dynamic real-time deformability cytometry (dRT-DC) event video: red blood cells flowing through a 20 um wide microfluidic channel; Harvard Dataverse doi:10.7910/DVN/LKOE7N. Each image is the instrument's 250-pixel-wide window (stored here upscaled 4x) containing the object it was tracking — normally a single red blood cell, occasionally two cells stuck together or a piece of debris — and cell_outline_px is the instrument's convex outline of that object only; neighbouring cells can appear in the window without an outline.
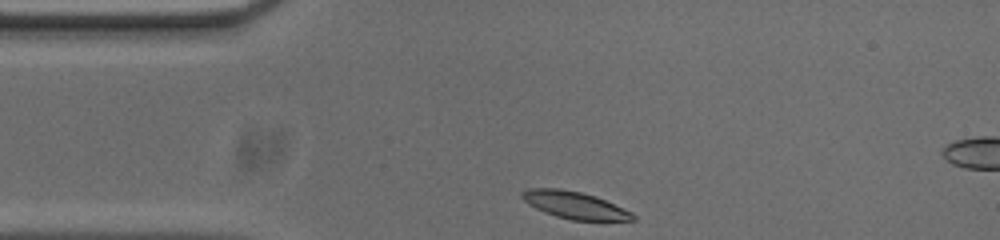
{"species": "common noctule bat (a hibernating species)", "species_latin": "Nyctalus noctula", "temperature_condition": "cold", "stored_images_in_passage": 32, "camera_frame_rate_fps": 3000, "um_per_image_px": 0.085, "animal": {"sex": "male", "body_mass_g": 20.0, "forearm_length_mm": 53.3}, "frame": {"image": 1, "passage_image": 1, "time_ms": 0.0, "image_size_px": [1000, 240], "cell_outline_px": [[636, 220], [572, 220], [556, 216], [544, 212], [528, 204], [520, 196], [520, 192], [528, 188], [560, 188], [580, 192], [596, 196], [632, 212], [636, 216]], "centroid_in_image_um": [48.82, 17.42], "position_along_channel_um": 36.2, "area_um2": 17.51}}
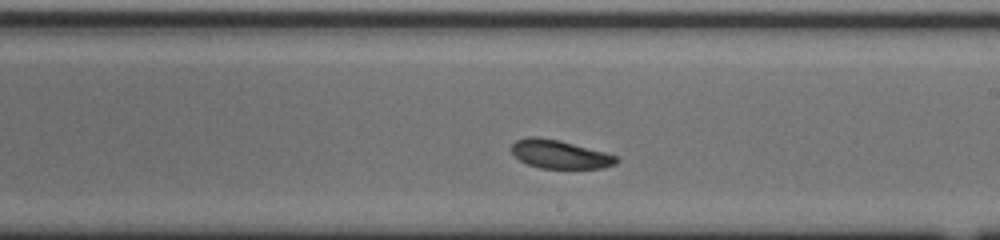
{"frame": {"image": 2, "passage_image": 20, "time_ms": 6.333, "image_size_px": [1000, 240], "cell_outline_px": [[620, 160], [616, 164], [604, 168], [540, 168], [528, 164], [520, 160], [512, 152], [512, 144], [516, 140], [528, 136], [536, 136], [560, 140], [604, 152], [616, 156]], "centroid_in_image_um": [47.59, 13.11], "position_along_channel_um": 241.4, "area_um2": 17.34}}
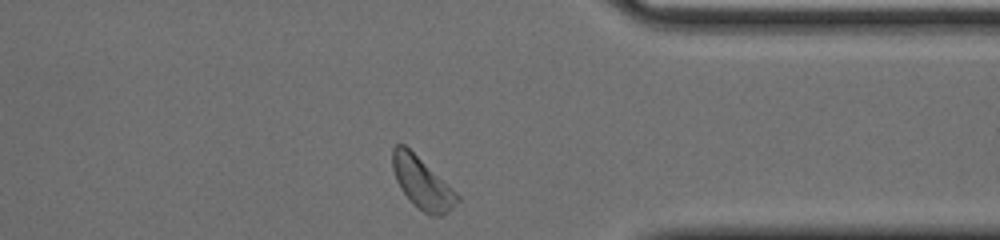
{"frame": {"image": 3, "passage_image": 32, "time_ms": 10.333, "image_size_px": [1000, 240], "cell_outline_px": [[460, 200], [444, 216], [432, 216], [424, 212], [408, 200], [400, 188], [396, 180], [392, 168], [392, 148], [396, 144], [404, 144], [456, 192], [460, 196]], "centroid_in_image_um": [35.86, 15.58], "position_along_channel_um": 375.5, "area_um2": 19.25}, "authors_computed_cell_mechanics": {"area_um2": 18.0047, "velocity_mm_per_s": 3.639, "shape_relaxation_time_tau1_ms": 2.3217, "shape_relaxation_time_tau2_ms": null, "deformation_change_tau1": 0.0767, "deformation_change_tau2": null}}